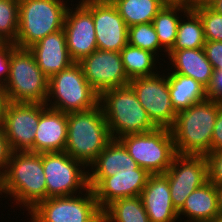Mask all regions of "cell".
Here are the masks:
<instances>
[{
	"mask_svg": "<svg viewBox=\"0 0 222 222\" xmlns=\"http://www.w3.org/2000/svg\"><path fill=\"white\" fill-rule=\"evenodd\" d=\"M2 195L10 197L17 207L32 210L47 199L42 153L11 152L6 171L1 176Z\"/></svg>",
	"mask_w": 222,
	"mask_h": 222,
	"instance_id": "obj_1",
	"label": "cell"
},
{
	"mask_svg": "<svg viewBox=\"0 0 222 222\" xmlns=\"http://www.w3.org/2000/svg\"><path fill=\"white\" fill-rule=\"evenodd\" d=\"M221 102L206 99L177 113L170 128L176 154L205 155L211 140Z\"/></svg>",
	"mask_w": 222,
	"mask_h": 222,
	"instance_id": "obj_2",
	"label": "cell"
},
{
	"mask_svg": "<svg viewBox=\"0 0 222 222\" xmlns=\"http://www.w3.org/2000/svg\"><path fill=\"white\" fill-rule=\"evenodd\" d=\"M65 152L88 167L112 139L104 112L98 106L67 114Z\"/></svg>",
	"mask_w": 222,
	"mask_h": 222,
	"instance_id": "obj_3",
	"label": "cell"
},
{
	"mask_svg": "<svg viewBox=\"0 0 222 222\" xmlns=\"http://www.w3.org/2000/svg\"><path fill=\"white\" fill-rule=\"evenodd\" d=\"M99 104L113 139L158 128L130 85L104 91L100 95Z\"/></svg>",
	"mask_w": 222,
	"mask_h": 222,
	"instance_id": "obj_4",
	"label": "cell"
},
{
	"mask_svg": "<svg viewBox=\"0 0 222 222\" xmlns=\"http://www.w3.org/2000/svg\"><path fill=\"white\" fill-rule=\"evenodd\" d=\"M69 0H19V28L15 46L29 48L64 27Z\"/></svg>",
	"mask_w": 222,
	"mask_h": 222,
	"instance_id": "obj_5",
	"label": "cell"
},
{
	"mask_svg": "<svg viewBox=\"0 0 222 222\" xmlns=\"http://www.w3.org/2000/svg\"><path fill=\"white\" fill-rule=\"evenodd\" d=\"M49 78L40 70L28 48L11 44L10 70L5 82L12 103H43L48 98Z\"/></svg>",
	"mask_w": 222,
	"mask_h": 222,
	"instance_id": "obj_6",
	"label": "cell"
},
{
	"mask_svg": "<svg viewBox=\"0 0 222 222\" xmlns=\"http://www.w3.org/2000/svg\"><path fill=\"white\" fill-rule=\"evenodd\" d=\"M100 95L87 82L81 65L72 63L48 81L45 105L63 113L84 111L99 105Z\"/></svg>",
	"mask_w": 222,
	"mask_h": 222,
	"instance_id": "obj_7",
	"label": "cell"
},
{
	"mask_svg": "<svg viewBox=\"0 0 222 222\" xmlns=\"http://www.w3.org/2000/svg\"><path fill=\"white\" fill-rule=\"evenodd\" d=\"M134 161L149 174H164L176 156L169 128L130 134L119 138Z\"/></svg>",
	"mask_w": 222,
	"mask_h": 222,
	"instance_id": "obj_8",
	"label": "cell"
},
{
	"mask_svg": "<svg viewBox=\"0 0 222 222\" xmlns=\"http://www.w3.org/2000/svg\"><path fill=\"white\" fill-rule=\"evenodd\" d=\"M29 213L31 222H103L93 190L73 196L49 197Z\"/></svg>",
	"mask_w": 222,
	"mask_h": 222,
	"instance_id": "obj_9",
	"label": "cell"
},
{
	"mask_svg": "<svg viewBox=\"0 0 222 222\" xmlns=\"http://www.w3.org/2000/svg\"><path fill=\"white\" fill-rule=\"evenodd\" d=\"M42 165L47 198L73 196L89 188L87 167L65 151L42 153Z\"/></svg>",
	"mask_w": 222,
	"mask_h": 222,
	"instance_id": "obj_10",
	"label": "cell"
},
{
	"mask_svg": "<svg viewBox=\"0 0 222 222\" xmlns=\"http://www.w3.org/2000/svg\"><path fill=\"white\" fill-rule=\"evenodd\" d=\"M164 71L163 69V73L159 70L155 75L131 79L129 85L136 93L151 121L158 128L170 129L177 113L171 104L169 83Z\"/></svg>",
	"mask_w": 222,
	"mask_h": 222,
	"instance_id": "obj_11",
	"label": "cell"
},
{
	"mask_svg": "<svg viewBox=\"0 0 222 222\" xmlns=\"http://www.w3.org/2000/svg\"><path fill=\"white\" fill-rule=\"evenodd\" d=\"M164 174L169 181L173 206L178 211L194 190L209 181L207 156L176 154Z\"/></svg>",
	"mask_w": 222,
	"mask_h": 222,
	"instance_id": "obj_12",
	"label": "cell"
},
{
	"mask_svg": "<svg viewBox=\"0 0 222 222\" xmlns=\"http://www.w3.org/2000/svg\"><path fill=\"white\" fill-rule=\"evenodd\" d=\"M42 103H12L5 112L2 130L12 152L34 153V138Z\"/></svg>",
	"mask_w": 222,
	"mask_h": 222,
	"instance_id": "obj_13",
	"label": "cell"
},
{
	"mask_svg": "<svg viewBox=\"0 0 222 222\" xmlns=\"http://www.w3.org/2000/svg\"><path fill=\"white\" fill-rule=\"evenodd\" d=\"M149 175L142 167H125L110 177H88V185L103 211L117 199L140 196Z\"/></svg>",
	"mask_w": 222,
	"mask_h": 222,
	"instance_id": "obj_14",
	"label": "cell"
},
{
	"mask_svg": "<svg viewBox=\"0 0 222 222\" xmlns=\"http://www.w3.org/2000/svg\"><path fill=\"white\" fill-rule=\"evenodd\" d=\"M91 13L97 47L120 52L128 44V26L112 2L79 0Z\"/></svg>",
	"mask_w": 222,
	"mask_h": 222,
	"instance_id": "obj_15",
	"label": "cell"
},
{
	"mask_svg": "<svg viewBox=\"0 0 222 222\" xmlns=\"http://www.w3.org/2000/svg\"><path fill=\"white\" fill-rule=\"evenodd\" d=\"M79 64L87 82L99 95L108 89L129 85L120 52L96 49Z\"/></svg>",
	"mask_w": 222,
	"mask_h": 222,
	"instance_id": "obj_16",
	"label": "cell"
},
{
	"mask_svg": "<svg viewBox=\"0 0 222 222\" xmlns=\"http://www.w3.org/2000/svg\"><path fill=\"white\" fill-rule=\"evenodd\" d=\"M77 2L68 6L63 30L70 58L79 63L98 47L92 13L79 0Z\"/></svg>",
	"mask_w": 222,
	"mask_h": 222,
	"instance_id": "obj_17",
	"label": "cell"
},
{
	"mask_svg": "<svg viewBox=\"0 0 222 222\" xmlns=\"http://www.w3.org/2000/svg\"><path fill=\"white\" fill-rule=\"evenodd\" d=\"M140 197L150 222H179L165 174H150Z\"/></svg>",
	"mask_w": 222,
	"mask_h": 222,
	"instance_id": "obj_18",
	"label": "cell"
},
{
	"mask_svg": "<svg viewBox=\"0 0 222 222\" xmlns=\"http://www.w3.org/2000/svg\"><path fill=\"white\" fill-rule=\"evenodd\" d=\"M67 114L42 103V114L34 138V153L65 151Z\"/></svg>",
	"mask_w": 222,
	"mask_h": 222,
	"instance_id": "obj_19",
	"label": "cell"
},
{
	"mask_svg": "<svg viewBox=\"0 0 222 222\" xmlns=\"http://www.w3.org/2000/svg\"><path fill=\"white\" fill-rule=\"evenodd\" d=\"M28 49L33 53L40 70L48 78L74 63L68 52L63 29L47 35Z\"/></svg>",
	"mask_w": 222,
	"mask_h": 222,
	"instance_id": "obj_20",
	"label": "cell"
},
{
	"mask_svg": "<svg viewBox=\"0 0 222 222\" xmlns=\"http://www.w3.org/2000/svg\"><path fill=\"white\" fill-rule=\"evenodd\" d=\"M166 57L170 68L165 70L191 77L205 88L210 84L214 69L203 48L170 50Z\"/></svg>",
	"mask_w": 222,
	"mask_h": 222,
	"instance_id": "obj_21",
	"label": "cell"
},
{
	"mask_svg": "<svg viewBox=\"0 0 222 222\" xmlns=\"http://www.w3.org/2000/svg\"><path fill=\"white\" fill-rule=\"evenodd\" d=\"M183 215L187 220H182ZM219 215L216 185L210 181L194 190L178 210L180 222H212Z\"/></svg>",
	"mask_w": 222,
	"mask_h": 222,
	"instance_id": "obj_22",
	"label": "cell"
},
{
	"mask_svg": "<svg viewBox=\"0 0 222 222\" xmlns=\"http://www.w3.org/2000/svg\"><path fill=\"white\" fill-rule=\"evenodd\" d=\"M125 167H139L119 139H111L87 167L88 177H110Z\"/></svg>",
	"mask_w": 222,
	"mask_h": 222,
	"instance_id": "obj_23",
	"label": "cell"
},
{
	"mask_svg": "<svg viewBox=\"0 0 222 222\" xmlns=\"http://www.w3.org/2000/svg\"><path fill=\"white\" fill-rule=\"evenodd\" d=\"M172 107L178 113L207 99L206 88L191 77L166 72Z\"/></svg>",
	"mask_w": 222,
	"mask_h": 222,
	"instance_id": "obj_24",
	"label": "cell"
},
{
	"mask_svg": "<svg viewBox=\"0 0 222 222\" xmlns=\"http://www.w3.org/2000/svg\"><path fill=\"white\" fill-rule=\"evenodd\" d=\"M120 54L124 70L130 80L155 75L159 72L157 71L159 67L156 65L159 58L150 51L127 44Z\"/></svg>",
	"mask_w": 222,
	"mask_h": 222,
	"instance_id": "obj_25",
	"label": "cell"
},
{
	"mask_svg": "<svg viewBox=\"0 0 222 222\" xmlns=\"http://www.w3.org/2000/svg\"><path fill=\"white\" fill-rule=\"evenodd\" d=\"M111 2L128 27L152 23L154 17L163 8L160 0H113Z\"/></svg>",
	"mask_w": 222,
	"mask_h": 222,
	"instance_id": "obj_26",
	"label": "cell"
},
{
	"mask_svg": "<svg viewBox=\"0 0 222 222\" xmlns=\"http://www.w3.org/2000/svg\"><path fill=\"white\" fill-rule=\"evenodd\" d=\"M103 222H150L140 196L113 201L102 211Z\"/></svg>",
	"mask_w": 222,
	"mask_h": 222,
	"instance_id": "obj_27",
	"label": "cell"
},
{
	"mask_svg": "<svg viewBox=\"0 0 222 222\" xmlns=\"http://www.w3.org/2000/svg\"><path fill=\"white\" fill-rule=\"evenodd\" d=\"M206 43L203 23L194 11H187L179 21L176 40L171 50L200 49Z\"/></svg>",
	"mask_w": 222,
	"mask_h": 222,
	"instance_id": "obj_28",
	"label": "cell"
},
{
	"mask_svg": "<svg viewBox=\"0 0 222 222\" xmlns=\"http://www.w3.org/2000/svg\"><path fill=\"white\" fill-rule=\"evenodd\" d=\"M186 12L187 10L178 7H163L152 21L160 46L167 53L175 43L179 21Z\"/></svg>",
	"mask_w": 222,
	"mask_h": 222,
	"instance_id": "obj_29",
	"label": "cell"
},
{
	"mask_svg": "<svg viewBox=\"0 0 222 222\" xmlns=\"http://www.w3.org/2000/svg\"><path fill=\"white\" fill-rule=\"evenodd\" d=\"M128 44L150 51L158 58L162 55H167V52L160 46L158 35L152 23L130 26L128 28Z\"/></svg>",
	"mask_w": 222,
	"mask_h": 222,
	"instance_id": "obj_30",
	"label": "cell"
},
{
	"mask_svg": "<svg viewBox=\"0 0 222 222\" xmlns=\"http://www.w3.org/2000/svg\"><path fill=\"white\" fill-rule=\"evenodd\" d=\"M19 0H0V41L15 44L19 28Z\"/></svg>",
	"mask_w": 222,
	"mask_h": 222,
	"instance_id": "obj_31",
	"label": "cell"
},
{
	"mask_svg": "<svg viewBox=\"0 0 222 222\" xmlns=\"http://www.w3.org/2000/svg\"><path fill=\"white\" fill-rule=\"evenodd\" d=\"M201 18L206 41H222V15L210 7L193 9Z\"/></svg>",
	"mask_w": 222,
	"mask_h": 222,
	"instance_id": "obj_32",
	"label": "cell"
},
{
	"mask_svg": "<svg viewBox=\"0 0 222 222\" xmlns=\"http://www.w3.org/2000/svg\"><path fill=\"white\" fill-rule=\"evenodd\" d=\"M209 181L222 186V150L207 155Z\"/></svg>",
	"mask_w": 222,
	"mask_h": 222,
	"instance_id": "obj_33",
	"label": "cell"
},
{
	"mask_svg": "<svg viewBox=\"0 0 222 222\" xmlns=\"http://www.w3.org/2000/svg\"><path fill=\"white\" fill-rule=\"evenodd\" d=\"M203 49L213 69L222 70V41H206Z\"/></svg>",
	"mask_w": 222,
	"mask_h": 222,
	"instance_id": "obj_34",
	"label": "cell"
},
{
	"mask_svg": "<svg viewBox=\"0 0 222 222\" xmlns=\"http://www.w3.org/2000/svg\"><path fill=\"white\" fill-rule=\"evenodd\" d=\"M207 99L222 102V70H214L210 84L206 88Z\"/></svg>",
	"mask_w": 222,
	"mask_h": 222,
	"instance_id": "obj_35",
	"label": "cell"
},
{
	"mask_svg": "<svg viewBox=\"0 0 222 222\" xmlns=\"http://www.w3.org/2000/svg\"><path fill=\"white\" fill-rule=\"evenodd\" d=\"M11 44L0 46V85H5L10 70Z\"/></svg>",
	"mask_w": 222,
	"mask_h": 222,
	"instance_id": "obj_36",
	"label": "cell"
},
{
	"mask_svg": "<svg viewBox=\"0 0 222 222\" xmlns=\"http://www.w3.org/2000/svg\"><path fill=\"white\" fill-rule=\"evenodd\" d=\"M222 150V102L217 114L216 123L211 140V151L216 152Z\"/></svg>",
	"mask_w": 222,
	"mask_h": 222,
	"instance_id": "obj_37",
	"label": "cell"
},
{
	"mask_svg": "<svg viewBox=\"0 0 222 222\" xmlns=\"http://www.w3.org/2000/svg\"><path fill=\"white\" fill-rule=\"evenodd\" d=\"M11 152L7 138L0 128V176L6 171Z\"/></svg>",
	"mask_w": 222,
	"mask_h": 222,
	"instance_id": "obj_38",
	"label": "cell"
},
{
	"mask_svg": "<svg viewBox=\"0 0 222 222\" xmlns=\"http://www.w3.org/2000/svg\"><path fill=\"white\" fill-rule=\"evenodd\" d=\"M163 7H178L187 11L193 10L195 0H160Z\"/></svg>",
	"mask_w": 222,
	"mask_h": 222,
	"instance_id": "obj_39",
	"label": "cell"
},
{
	"mask_svg": "<svg viewBox=\"0 0 222 222\" xmlns=\"http://www.w3.org/2000/svg\"><path fill=\"white\" fill-rule=\"evenodd\" d=\"M10 103L5 85H0V128L3 126L5 112Z\"/></svg>",
	"mask_w": 222,
	"mask_h": 222,
	"instance_id": "obj_40",
	"label": "cell"
},
{
	"mask_svg": "<svg viewBox=\"0 0 222 222\" xmlns=\"http://www.w3.org/2000/svg\"><path fill=\"white\" fill-rule=\"evenodd\" d=\"M216 1L217 0H195L193 9L210 7Z\"/></svg>",
	"mask_w": 222,
	"mask_h": 222,
	"instance_id": "obj_41",
	"label": "cell"
},
{
	"mask_svg": "<svg viewBox=\"0 0 222 222\" xmlns=\"http://www.w3.org/2000/svg\"><path fill=\"white\" fill-rule=\"evenodd\" d=\"M219 214L222 215V186H216Z\"/></svg>",
	"mask_w": 222,
	"mask_h": 222,
	"instance_id": "obj_42",
	"label": "cell"
},
{
	"mask_svg": "<svg viewBox=\"0 0 222 222\" xmlns=\"http://www.w3.org/2000/svg\"><path fill=\"white\" fill-rule=\"evenodd\" d=\"M210 8L212 10H214L216 13L221 14L222 15V0H217L216 2H214Z\"/></svg>",
	"mask_w": 222,
	"mask_h": 222,
	"instance_id": "obj_43",
	"label": "cell"
},
{
	"mask_svg": "<svg viewBox=\"0 0 222 222\" xmlns=\"http://www.w3.org/2000/svg\"><path fill=\"white\" fill-rule=\"evenodd\" d=\"M212 222H222V215L217 216Z\"/></svg>",
	"mask_w": 222,
	"mask_h": 222,
	"instance_id": "obj_44",
	"label": "cell"
},
{
	"mask_svg": "<svg viewBox=\"0 0 222 222\" xmlns=\"http://www.w3.org/2000/svg\"><path fill=\"white\" fill-rule=\"evenodd\" d=\"M0 195L2 196V183H1V176H0ZM0 196V198H1Z\"/></svg>",
	"mask_w": 222,
	"mask_h": 222,
	"instance_id": "obj_45",
	"label": "cell"
},
{
	"mask_svg": "<svg viewBox=\"0 0 222 222\" xmlns=\"http://www.w3.org/2000/svg\"><path fill=\"white\" fill-rule=\"evenodd\" d=\"M98 1L111 2L113 0H98Z\"/></svg>",
	"mask_w": 222,
	"mask_h": 222,
	"instance_id": "obj_46",
	"label": "cell"
}]
</instances>
